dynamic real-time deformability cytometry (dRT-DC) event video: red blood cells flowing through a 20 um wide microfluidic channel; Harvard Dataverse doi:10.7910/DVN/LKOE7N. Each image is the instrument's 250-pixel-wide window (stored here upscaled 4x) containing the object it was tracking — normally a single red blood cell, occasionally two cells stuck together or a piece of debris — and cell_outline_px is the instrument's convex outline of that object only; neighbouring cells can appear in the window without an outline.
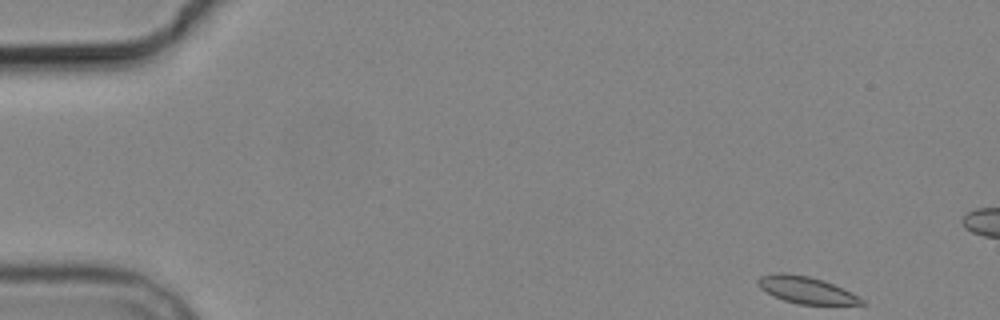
{"species": "common noctule bat (a hibernating species)", "species_latin": "Nyctalus noctula", "temperature_condition": "cold", "stored_images_in_passage": 4, "camera_frame_rate_fps": 3000, "um_per_image_px": 0.085, "animal": {"sex": "male", "body_mass_g": 19.2, "forearm_length_mm": 51.8}, "frame": {"image": 1, "passage_image": 1, "time_ms": 0.0, "image_size_px": [1000, 320], "cell_outline_px": [[868, 304], [800, 304], [784, 300], [772, 296], [760, 288], [756, 284], [756, 280], [760, 276], [780, 272], [784, 272], [808, 276], [824, 280], [864, 300]], "centroid_in_image_um": [68.44, 24.63], "position_along_channel_um": 16.6, "area_um2": 16.01}}